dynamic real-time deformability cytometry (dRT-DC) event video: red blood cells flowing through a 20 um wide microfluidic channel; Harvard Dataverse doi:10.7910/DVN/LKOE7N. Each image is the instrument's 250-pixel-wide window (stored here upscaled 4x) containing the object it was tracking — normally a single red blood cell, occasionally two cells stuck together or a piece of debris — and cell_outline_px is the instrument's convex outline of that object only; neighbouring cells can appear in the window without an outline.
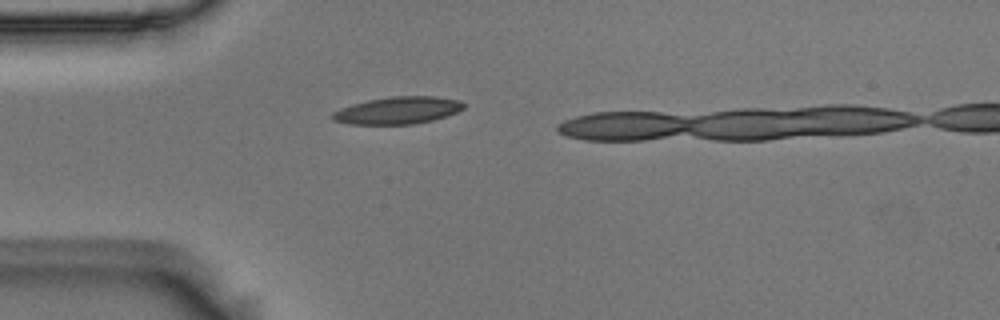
{"species": "Egyptian fruit bat (a non-hibernating species)", "species_latin": "Rousettus aegyptiacus", "temperature_condition": "room temperature", "stored_images_in_passage": 4, "camera_frame_rate_fps": 3000, "um_per_image_px": 0.085, "animal": {"sex": "male"}, "frame": {"image": 1, "passage_image": 2, "time_ms": 0.333, "image_size_px": [1000, 320], "cell_outline_px": [[464, 108], [456, 112], [432, 120], [412, 124], [348, 124], [332, 120], [328, 116], [332, 112], [352, 104], [368, 100], [392, 96], [436, 96], [460, 100], [464, 104]], "centroid_in_image_um": [33.77, 9.38], "position_along_channel_um": 51.2, "area_um2": 20.81}}